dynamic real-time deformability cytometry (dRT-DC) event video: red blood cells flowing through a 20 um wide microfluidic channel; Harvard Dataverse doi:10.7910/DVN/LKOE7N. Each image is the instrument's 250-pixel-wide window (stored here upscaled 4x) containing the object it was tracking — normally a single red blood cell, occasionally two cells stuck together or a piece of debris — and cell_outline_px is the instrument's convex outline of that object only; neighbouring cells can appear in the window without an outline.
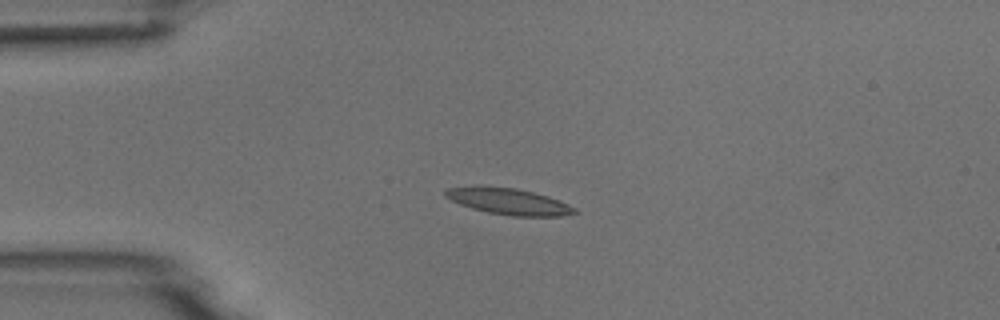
{"species": "common noctule bat (a hibernating species)", "species_latin": "Nyctalus noctula", "temperature_condition": "room temperature", "stored_images_in_passage": 10, "camera_frame_rate_fps": 3000, "um_per_image_px": 0.085, "animal": {"sex": "male", "body_mass_g": 18.8}, "frame": {"image": 1, "passage_image": 4, "time_ms": 4.333, "image_size_px": [1000, 320], "cell_outline_px": [[580, 212], [560, 216], [512, 216], [488, 212], [472, 208], [460, 204], [444, 196], [444, 192], [448, 188], [476, 184], [480, 184], [516, 188], [548, 196], [560, 200], [576, 208]], "centroid_in_image_um": [43.21, 17.09], "position_along_channel_um": 41.8, "area_um2": 20.17}}
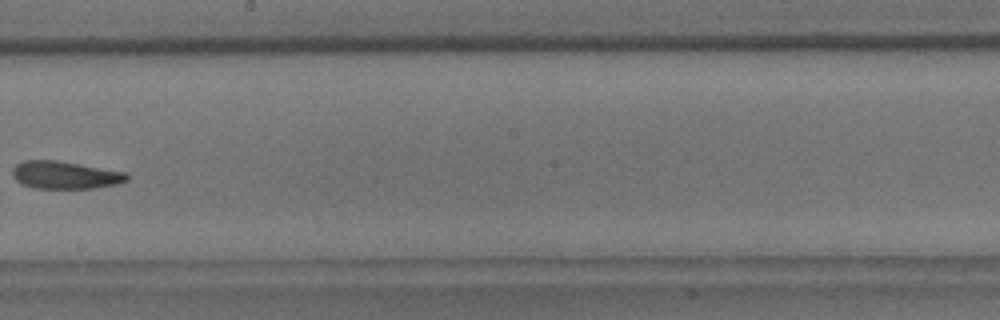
{"frame": {"image": 2, "passage_image": 9, "time_ms": 10.333, "image_size_px": [1000, 320], "cell_outline_px": [[128, 180], [116, 184], [96, 188], [32, 188], [20, 184], [12, 176], [12, 168], [16, 164], [24, 160], [56, 160], [124, 172], [128, 176]], "centroid_in_image_um": [5.46, 14.88], "position_along_channel_um": 242.7, "area_um2": 18.38}}
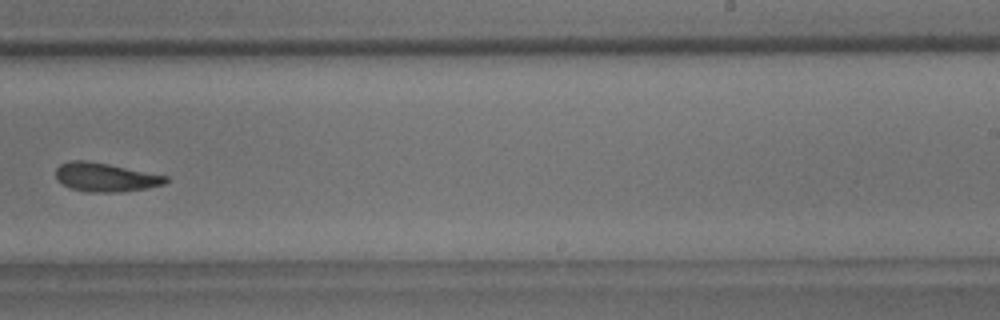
{"frame": {"image": 3, "passage_image": 10, "time_ms": 11.333, "image_size_px": [1000, 320], "cell_outline_px": [[168, 180], [164, 184], [124, 192], [88, 192], [72, 188], [56, 180], [56, 168], [60, 164], [68, 160], [88, 160], [168, 176]], "centroid_in_image_um": [8.93, 15.05], "position_along_channel_um": 280.1, "area_um2": 18.38}}